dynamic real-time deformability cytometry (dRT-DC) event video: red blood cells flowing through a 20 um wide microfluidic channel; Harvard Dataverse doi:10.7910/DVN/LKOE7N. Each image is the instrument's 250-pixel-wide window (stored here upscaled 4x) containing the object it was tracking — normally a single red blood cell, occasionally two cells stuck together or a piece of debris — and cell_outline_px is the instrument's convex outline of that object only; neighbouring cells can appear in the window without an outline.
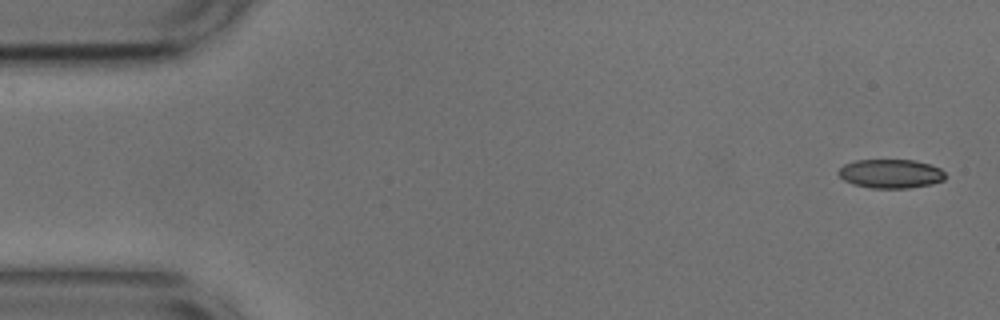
{"species": "common noctule bat (a hibernating species)", "species_latin": "Nyctalus noctula", "temperature_condition": "cold", "stored_images_in_passage": 52, "camera_frame_rate_fps": 3000, "um_per_image_px": 0.085, "animal": {"sex": "male", "body_mass_g": 17.9, "forearm_length_mm": 54.2}, "frame": {"image": 1, "passage_image": 1, "time_ms": 0.0, "image_size_px": [1000, 320], "cell_outline_px": [[944, 180], [932, 184], [908, 188], [872, 188], [852, 184], [844, 180], [836, 172], [844, 164], [856, 160], [916, 160], [940, 168], [944, 172]], "centroid_in_image_um": [75.69, 14.76], "position_along_channel_um": 9.3, "area_um2": 18.03}}
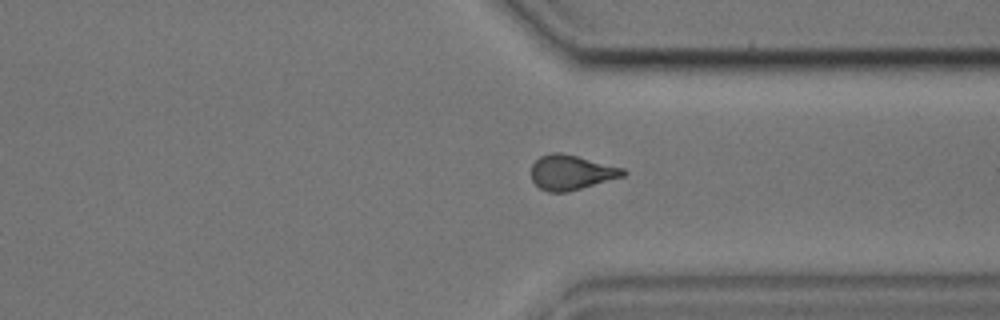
{"frame": {"image": 2, "passage_image": 39, "time_ms": 12.667, "image_size_px": [1000, 320], "cell_outline_px": [[628, 172], [624, 176], [568, 192], [548, 192], [540, 188], [532, 180], [532, 164], [540, 156], [552, 152], [560, 152], [624, 168]], "centroid_in_image_um": [48.56, 14.66], "position_along_channel_um": 362.8, "area_um2": 18.55}}
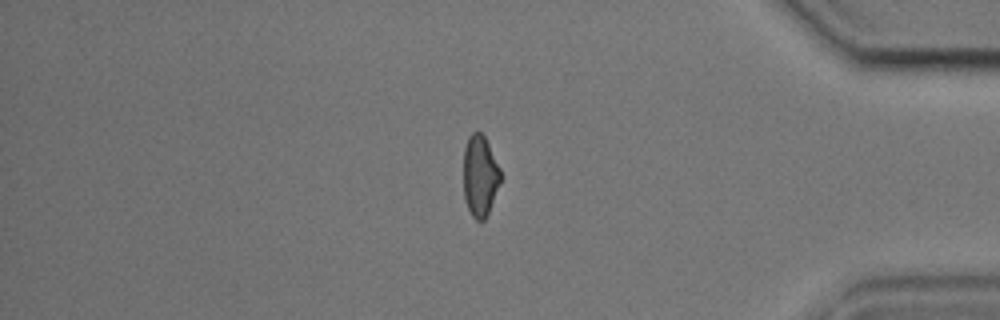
{"frame": {"image": 3, "passage_image": 44, "time_ms": 14.333, "image_size_px": [1000, 320], "cell_outline_px": [[504, 176], [488, 212], [484, 220], [476, 220], [472, 216], [464, 200], [464, 148], [468, 136], [472, 132], [480, 132], [484, 136]], "centroid_in_image_um": [40.81, 14.95], "position_along_channel_um": 394.4, "area_um2": 17.69}, "authors_computed_cell_mechanics": {"area_um2": 18.7561, "velocity_mm_per_s": 3.7153, "shape_relaxation_time_tau1_ms": 8.1553, "shape_relaxation_time_tau2_ms": 2.5859, "deformation_change_tau1": 0.1534, "deformation_change_tau2": 0.0841}}